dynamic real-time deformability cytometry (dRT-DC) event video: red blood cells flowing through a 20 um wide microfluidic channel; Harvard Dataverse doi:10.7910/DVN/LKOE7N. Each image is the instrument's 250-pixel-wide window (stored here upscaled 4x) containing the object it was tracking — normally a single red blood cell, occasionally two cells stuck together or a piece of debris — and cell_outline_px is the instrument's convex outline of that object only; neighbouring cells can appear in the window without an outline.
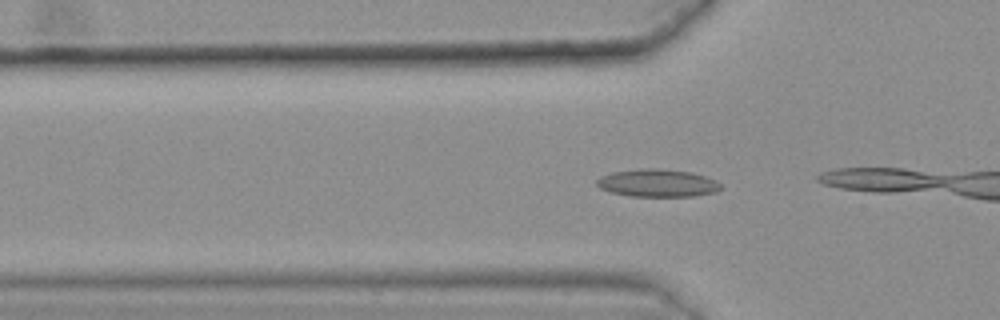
{"species": "common noctule bat (a hibernating species)", "species_latin": "Nyctalus noctula", "temperature_condition": "warm", "stored_images_in_passage": 36, "camera_frame_rate_fps": 3000, "um_per_image_px": 0.085, "animal": {"sex": "female", "body_mass_g": 25.1}, "frame": {"image": 1, "passage_image": 6, "time_ms": 1.667, "image_size_px": [1000, 320], "cell_outline_px": [[724, 188], [716, 192], [696, 196], [632, 196], [612, 192], [600, 188], [596, 184], [596, 180], [600, 176], [612, 172], [648, 168], [656, 168], [692, 172], [716, 180]], "centroid_in_image_um": [55.92, 15.56], "position_along_channel_um": 69.9, "area_um2": 20.0}, "authors_computed_cell_mechanics": {"area_um2": 17.6001, "velocity_mm_per_s": 3.6028, "shape_relaxation_time_tau1_ms": null, "shape_relaxation_time_tau2_ms": 3.5226, "deformation_change_tau1": null, "deformation_change_tau2": 0.0973}}